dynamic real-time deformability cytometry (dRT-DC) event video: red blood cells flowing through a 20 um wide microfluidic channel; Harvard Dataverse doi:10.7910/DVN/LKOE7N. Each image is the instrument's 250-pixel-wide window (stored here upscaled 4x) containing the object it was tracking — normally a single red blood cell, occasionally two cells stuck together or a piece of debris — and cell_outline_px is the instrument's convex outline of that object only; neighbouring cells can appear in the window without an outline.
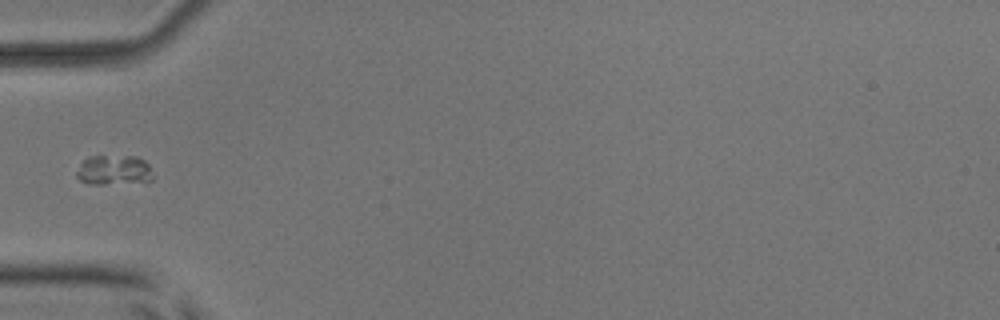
{"species": "common noctule bat (a hibernating species)", "species_latin": "Nyctalus noctula", "temperature_condition": "room temperature", "stored_images_in_passage": 35, "camera_frame_rate_fps": 3000, "um_per_image_px": 0.085, "animal": {"sex": "male", "body_mass_g": 17.9, "forearm_length_mm": 54.2}, "frame": {"image": 1, "passage_image": 1, "time_ms": 0.0, "image_size_px": [1000, 320], "cell_outline_px": [[156, 176], [152, 180], [104, 184], [92, 184], [80, 180], [76, 176], [76, 172], [80, 164], [88, 156], [136, 156], [144, 160], [148, 164]], "centroid_in_image_um": [9.7, 14.45], "position_along_channel_um": 75.3, "area_um2": 13.29}}
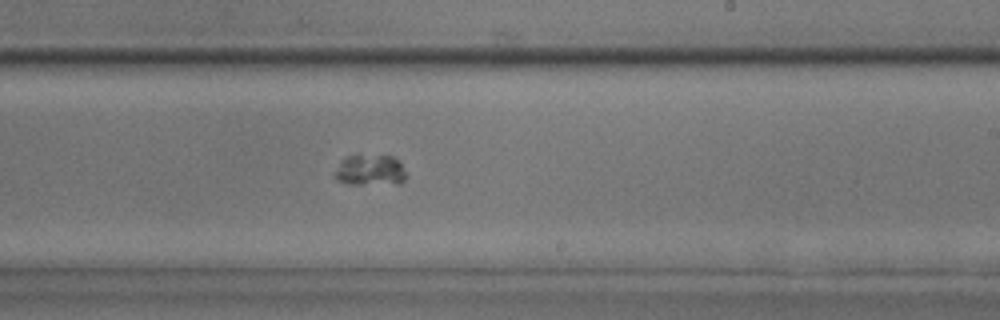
{"frame": {"image": 2, "passage_image": 15, "time_ms": 4.667, "image_size_px": [1000, 320], "cell_outline_px": [[404, 180], [400, 184], [348, 184], [336, 180], [332, 176], [332, 172], [340, 160], [344, 156], [356, 152], [392, 156], [400, 160], [404, 172]], "centroid_in_image_um": [31.36, 14.41], "position_along_channel_um": 257.6, "area_um2": 13.81}}
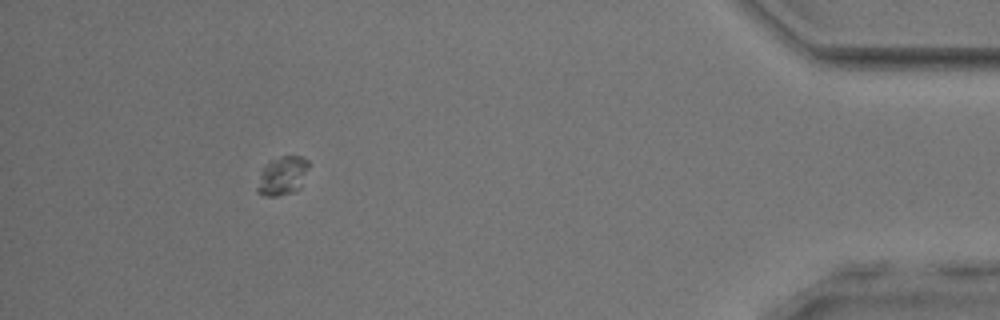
{"frame": {"image": 3, "passage_image": 31, "time_ms": 10.0, "image_size_px": [1000, 320], "cell_outline_px": [[308, 168], [300, 188], [292, 192], [276, 196], [264, 196], [256, 192], [256, 188], [260, 176], [264, 168], [268, 164], [280, 156], [300, 156], [308, 160]], "centroid_in_image_um": [24.01, 14.96], "position_along_channel_um": 411.2, "area_um2": 11.33}}